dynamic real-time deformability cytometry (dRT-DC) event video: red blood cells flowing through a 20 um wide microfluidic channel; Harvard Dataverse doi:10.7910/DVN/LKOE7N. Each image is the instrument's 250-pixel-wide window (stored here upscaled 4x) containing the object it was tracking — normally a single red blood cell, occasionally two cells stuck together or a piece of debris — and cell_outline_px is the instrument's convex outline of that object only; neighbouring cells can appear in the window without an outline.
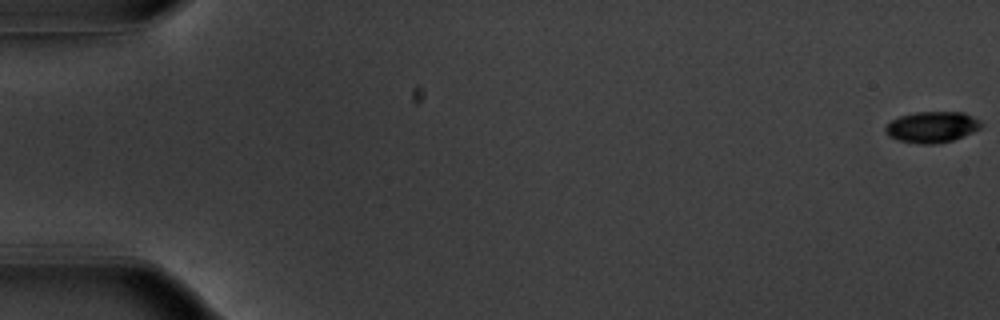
{"species": "common noctule bat (a hibernating species)", "species_latin": "Nyctalus noctula", "temperature_condition": "warm", "stored_images_in_passage": 55, "camera_frame_rate_fps": 3000, "um_per_image_px": 0.085, "animal": {"sex": "male", "body_mass_g": 20.1, "forearm_length_mm": 53.5}, "frame": {"image": 1, "passage_image": 1, "time_ms": 0.0, "image_size_px": [1000, 320], "cell_outline_px": [[984, 124], [980, 128], [972, 132], [952, 140], [936, 144], [920, 144], [896, 140], [888, 136], [884, 132], [884, 128], [892, 120], [900, 116], [916, 112], [964, 112], [980, 120]], "centroid_in_image_um": [79.2, 10.8], "position_along_channel_um": 5.8, "area_um2": 17.4}}
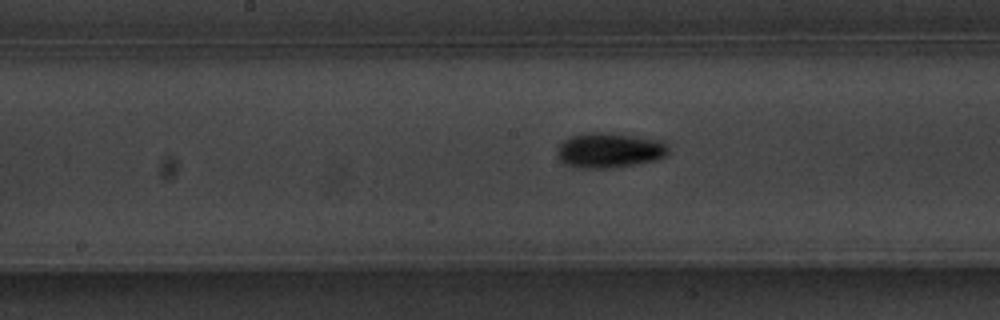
{"frame": {"image": 2, "passage_image": 29, "time_ms": 9.333, "image_size_px": [1000, 320], "cell_outline_px": [[668, 152], [664, 156], [656, 160], [636, 164], [612, 168], [576, 168], [564, 164], [560, 160], [556, 152], [556, 148], [564, 140], [572, 136], [588, 132], [604, 132], [664, 140], [668, 144]], "centroid_in_image_um": [51.79, 12.78], "position_along_channel_um": 196.4, "area_um2": 22.95}}
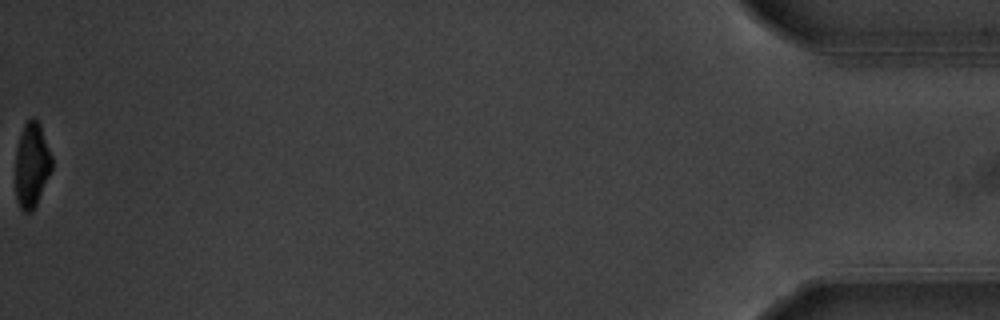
{"frame": {"image": 3, "passage_image": 55, "time_ms": 18.0, "image_size_px": [1000, 320], "cell_outline_px": [[52, 168], [36, 204], [32, 212], [24, 212], [20, 208], [16, 200], [16, 148], [24, 124], [32, 116], [40, 124], [52, 156]], "centroid_in_image_um": [2.7, 14.02], "position_along_channel_um": 432.5, "area_um2": 17.86}, "authors_computed_cell_mechanics": {"area_um2": 19.4786, "velocity_mm_per_s": 3.8279, "shape_relaxation_time_tau1_ms": 2.3924, "shape_relaxation_time_tau2_ms": null, "deformation_change_tau1": 0.1485, "deformation_change_tau2": null}}